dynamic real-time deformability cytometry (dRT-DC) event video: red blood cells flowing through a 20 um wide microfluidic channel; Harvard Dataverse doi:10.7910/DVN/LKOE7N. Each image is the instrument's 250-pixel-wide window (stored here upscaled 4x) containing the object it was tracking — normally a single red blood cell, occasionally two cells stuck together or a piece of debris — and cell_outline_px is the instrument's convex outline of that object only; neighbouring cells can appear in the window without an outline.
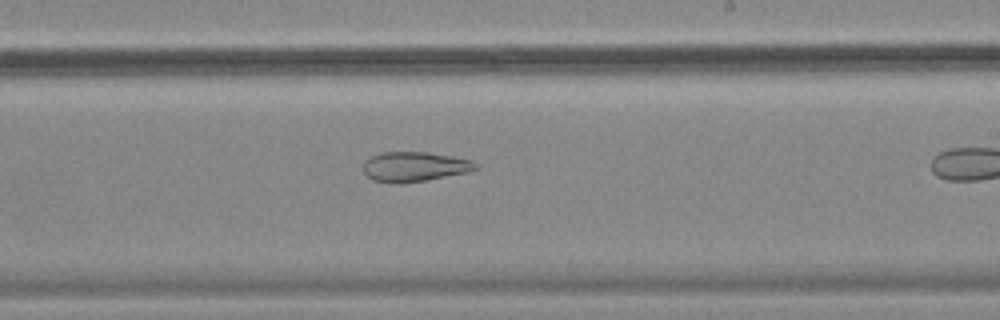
{"species": "common noctule bat (a hibernating species)", "species_latin": "Nyctalus noctula", "temperature_condition": "cold", "stored_images_in_passage": 29, "camera_frame_rate_fps": 3000, "um_per_image_px": 0.085, "animal": {"sex": "female", "body_mass_g": 18.4}, "frame": {"image": 1, "passage_image": 25, "time_ms": 8.0, "image_size_px": [1000, 320], "cell_outline_px": [[480, 168], [468, 172], [428, 180], [400, 184], [396, 184], [372, 180], [364, 172], [364, 164], [372, 156], [380, 152], [428, 152], [452, 156], [472, 160]], "centroid_in_image_um": [35.26, 14.18], "position_along_channel_um": 253.7, "area_um2": 19.59}}